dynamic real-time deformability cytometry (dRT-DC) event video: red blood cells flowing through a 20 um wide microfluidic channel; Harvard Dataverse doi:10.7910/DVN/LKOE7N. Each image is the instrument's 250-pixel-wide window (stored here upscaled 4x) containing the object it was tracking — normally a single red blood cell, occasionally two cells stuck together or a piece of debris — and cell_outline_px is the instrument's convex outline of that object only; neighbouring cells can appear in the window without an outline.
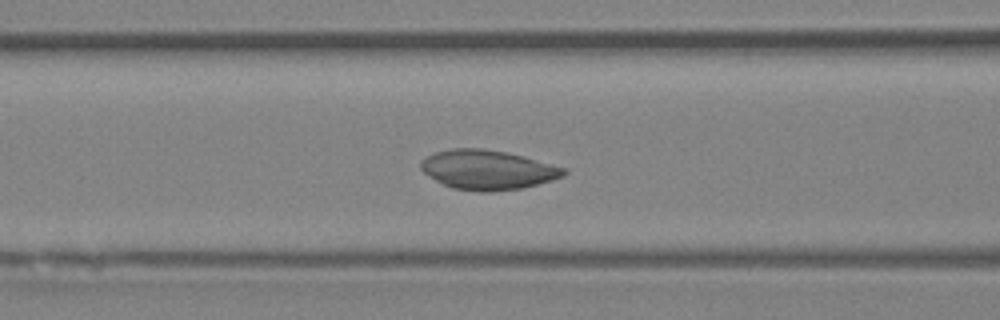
{"species": "Egyptian fruit bat (a non-hibernating species)", "species_latin": "Rousettus aegyptiacus", "temperature_condition": "room temperature", "stored_images_in_passage": 40, "camera_frame_rate_fps": 3000, "um_per_image_px": 0.085, "animal": {"sex": "female"}, "frame": {"image": 1, "passage_image": 21, "time_ms": 6.667, "image_size_px": [1000, 320], "cell_outline_px": [[568, 172], [564, 176], [552, 180], [524, 188], [488, 192], [480, 192], [452, 188], [436, 180], [424, 172], [420, 168], [420, 160], [436, 152], [452, 148], [484, 148], [508, 152], [524, 156], [564, 168]], "centroid_in_image_um": [41.46, 14.43], "position_along_channel_um": 125.1, "area_um2": 32.95}}
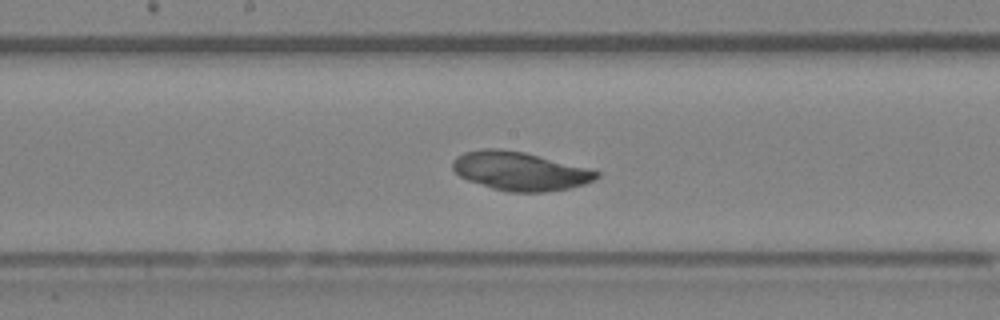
{"frame": {"image": 2, "passage_image": 27, "time_ms": 8.667, "image_size_px": [1000, 320], "cell_outline_px": [[600, 176], [584, 184], [568, 188], [544, 192], [508, 192], [492, 188], [468, 180], [460, 176], [452, 168], [452, 160], [456, 156], [464, 152], [484, 148], [500, 148], [524, 152], [600, 172]], "centroid_in_image_um": [44.13, 14.54], "position_along_channel_um": 204.1, "area_um2": 32.08}}
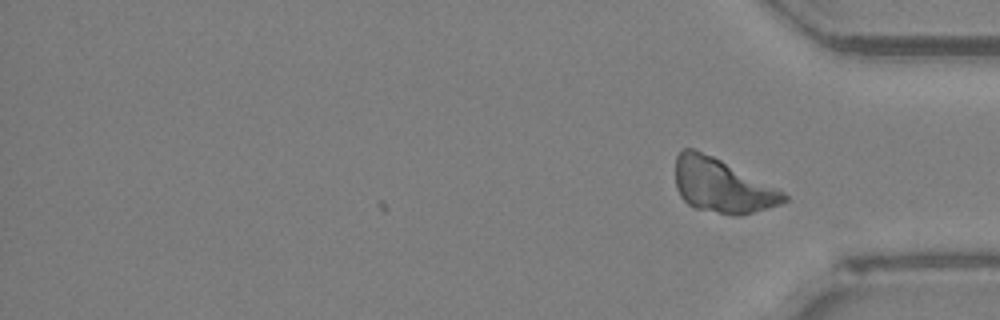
{"frame": {"image": 3, "passage_image": 40, "time_ms": 13.0, "image_size_px": [1000, 320], "cell_outline_px": [[788, 200], [780, 204], [768, 208], [740, 216], [736, 216], [696, 208], [688, 204], [680, 196], [676, 188], [676, 156], [684, 148], [692, 148], [712, 156], [784, 192], [788, 196]], "centroid_in_image_um": [61.35, 15.8], "position_along_channel_um": 373.8, "area_um2": 33.52}}